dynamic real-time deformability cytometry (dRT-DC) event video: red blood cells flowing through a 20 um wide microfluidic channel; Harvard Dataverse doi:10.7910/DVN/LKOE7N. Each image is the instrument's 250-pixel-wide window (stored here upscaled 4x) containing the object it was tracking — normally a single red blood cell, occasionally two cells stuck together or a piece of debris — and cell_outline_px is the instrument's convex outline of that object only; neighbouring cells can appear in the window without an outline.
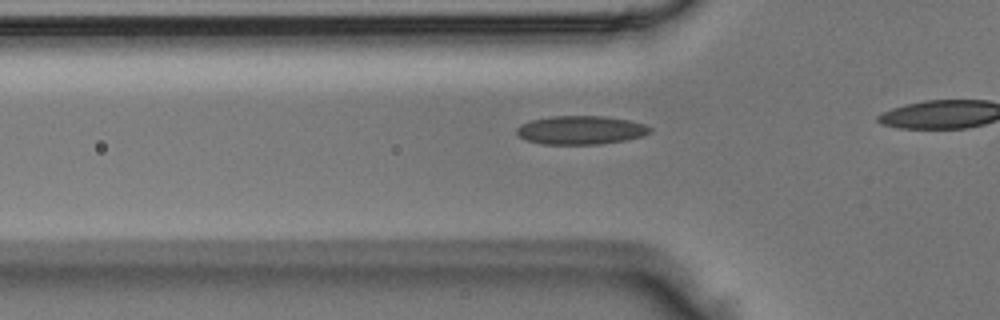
{"species": "Egyptian fruit bat (a non-hibernating species)", "species_latin": "Rousettus aegyptiacus", "temperature_condition": "room temperature", "stored_images_in_passage": 30, "camera_frame_rate_fps": 3000, "um_per_image_px": 0.085, "animal": {"sex": "male"}, "frame": {"image": 1, "passage_image": 2, "time_ms": 0.333, "image_size_px": [1000, 320], "cell_outline_px": [[652, 132], [640, 136], [624, 140], [600, 144], [544, 144], [528, 140], [520, 136], [516, 132], [516, 128], [520, 124], [532, 120], [552, 116], [604, 116], [628, 120], [644, 124], [652, 128]], "centroid_in_image_um": [49.37, 11.05], "position_along_channel_um": 76.4, "area_um2": 22.02}}
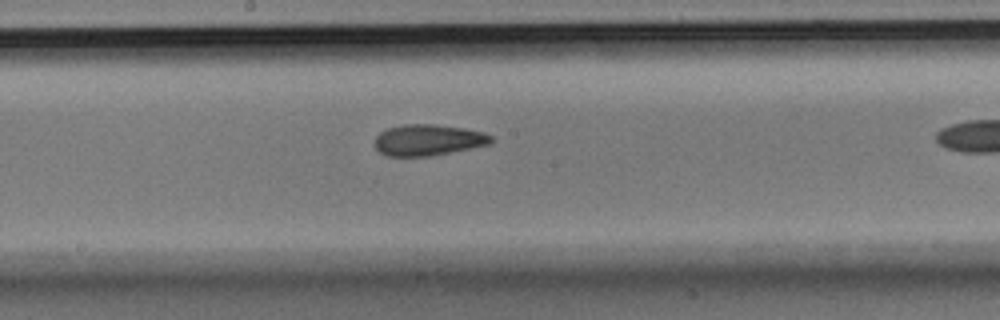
{"frame": {"image": 2, "passage_image": 12, "time_ms": 3.667, "image_size_px": [1000, 320], "cell_outline_px": [[492, 140], [488, 144], [428, 156], [388, 156], [380, 152], [376, 148], [376, 136], [380, 132], [388, 128], [404, 124], [432, 124], [464, 128], [484, 132], [492, 136]], "centroid_in_image_um": [36.36, 11.89], "position_along_channel_um": 211.8, "area_um2": 20.75}}
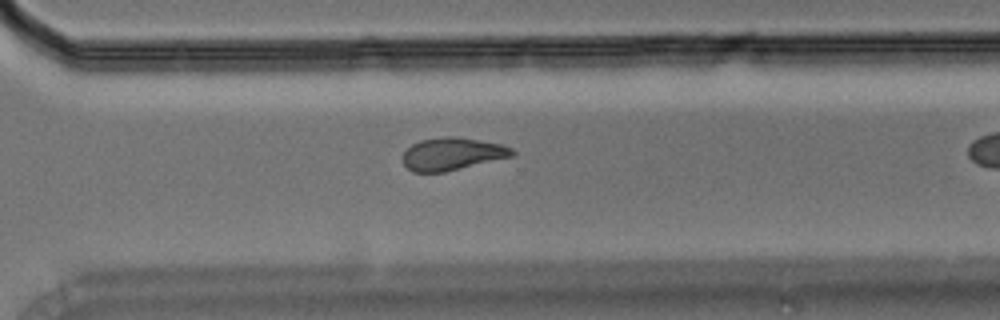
{"frame": {"image": 3, "passage_image": 21, "time_ms": 6.667, "image_size_px": [1000, 320], "cell_outline_px": [[516, 156], [444, 172], [412, 172], [400, 160], [404, 152], [412, 144], [420, 140], [444, 136], [456, 136], [480, 140], [500, 144], [512, 148], [516, 152]], "centroid_in_image_um": [38.45, 13.08], "position_along_channel_um": 332.2, "area_um2": 21.04}}